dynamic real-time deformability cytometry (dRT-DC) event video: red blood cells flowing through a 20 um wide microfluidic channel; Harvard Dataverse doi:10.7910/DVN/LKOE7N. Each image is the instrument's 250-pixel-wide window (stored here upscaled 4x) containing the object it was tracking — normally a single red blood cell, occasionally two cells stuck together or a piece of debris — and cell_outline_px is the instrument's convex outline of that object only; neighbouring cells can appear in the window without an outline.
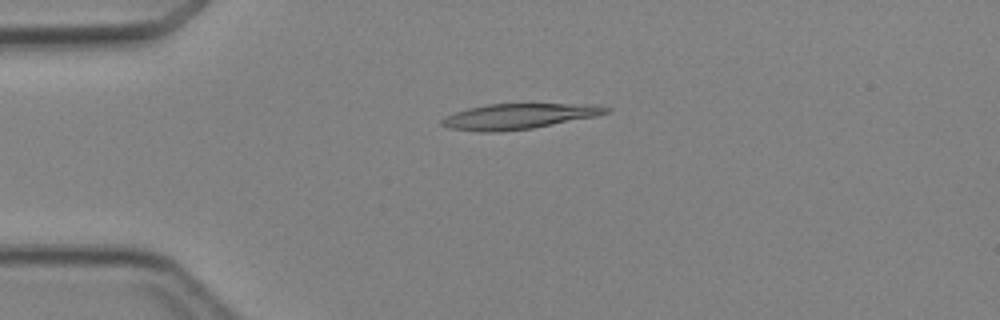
{"species": "Egyptian fruit bat (a non-hibernating species)", "species_latin": "Rousettus aegyptiacus", "temperature_condition": "cold", "stored_images_in_passage": 2, "camera_frame_rate_fps": 3000, "um_per_image_px": 0.085, "animal": {"sex": "female"}, "frame": {"image": 1, "passage_image": 1, "time_ms": 0.0, "image_size_px": [1000, 320], "cell_outline_px": [[612, 108], [608, 112], [596, 116], [532, 128], [500, 132], [480, 132], [448, 128], [440, 124], [440, 120], [456, 112], [468, 108], [488, 104], [592, 104]], "centroid_in_image_um": [44.08, 9.89], "position_along_channel_um": 40.9, "area_um2": 24.22}}